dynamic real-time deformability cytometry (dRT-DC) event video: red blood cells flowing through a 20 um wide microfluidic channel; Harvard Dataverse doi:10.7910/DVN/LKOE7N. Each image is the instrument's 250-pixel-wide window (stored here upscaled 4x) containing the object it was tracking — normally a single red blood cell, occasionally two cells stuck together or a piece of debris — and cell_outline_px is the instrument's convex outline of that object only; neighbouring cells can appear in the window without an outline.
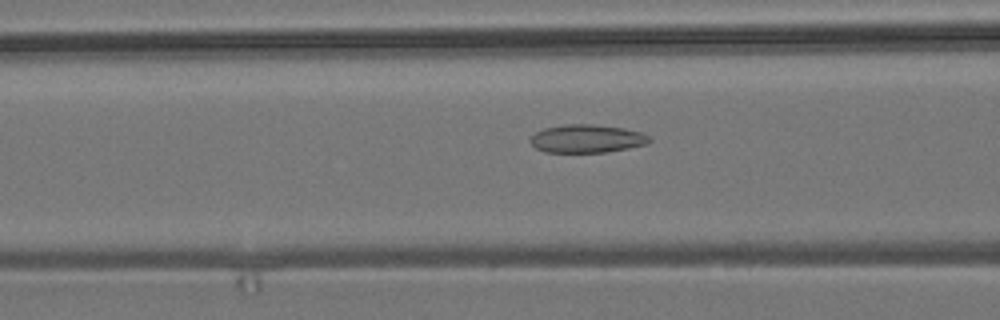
{"species": "common noctule bat (a hibernating species)", "species_latin": "Nyctalus noctula", "temperature_condition": "room temperature", "stored_images_in_passage": 39, "camera_frame_rate_fps": 3000, "um_per_image_px": 0.085, "animal": {"sex": "male", "body_mass_g": 19.2, "forearm_length_mm": 51.8}, "frame": {"image": 1, "passage_image": 17, "time_ms": 5.333, "image_size_px": [1000, 320], "cell_outline_px": [[652, 140], [648, 144], [628, 148], [604, 152], [544, 152], [536, 148], [528, 140], [536, 132], [544, 128], [564, 124], [592, 124], [624, 128], [640, 132], [652, 136]], "centroid_in_image_um": [49.9, 11.78], "position_along_channel_um": 116.7, "area_um2": 19.65}}
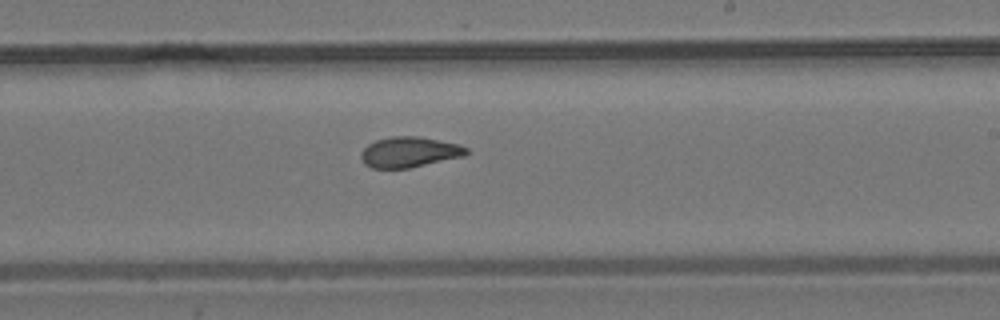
{"frame": {"image": 2, "passage_image": 28, "time_ms": 9.0, "image_size_px": [1000, 320], "cell_outline_px": [[468, 152], [464, 156], [408, 168], [372, 168], [364, 164], [360, 156], [360, 152], [368, 144], [376, 140], [392, 136], [420, 136], [460, 144], [468, 148]], "centroid_in_image_um": [34.79, 12.92], "position_along_channel_um": 254.2, "area_um2": 18.79}}
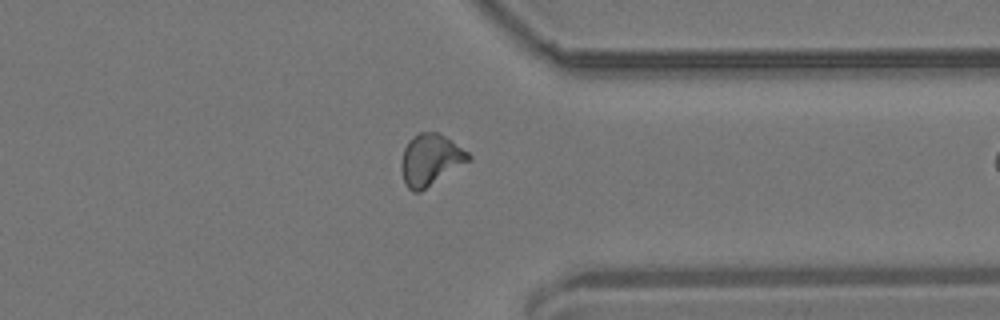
{"frame": {"image": 3, "passage_image": 38, "time_ms": 12.333, "image_size_px": [1000, 320], "cell_outline_px": [[472, 160], [420, 192], [412, 192], [408, 188], [404, 180], [400, 168], [400, 160], [404, 148], [408, 140], [412, 136], [420, 132], [440, 132], [468, 152], [472, 156]], "centroid_in_image_um": [36.59, 13.57], "position_along_channel_um": 374.8, "area_um2": 20.46}}